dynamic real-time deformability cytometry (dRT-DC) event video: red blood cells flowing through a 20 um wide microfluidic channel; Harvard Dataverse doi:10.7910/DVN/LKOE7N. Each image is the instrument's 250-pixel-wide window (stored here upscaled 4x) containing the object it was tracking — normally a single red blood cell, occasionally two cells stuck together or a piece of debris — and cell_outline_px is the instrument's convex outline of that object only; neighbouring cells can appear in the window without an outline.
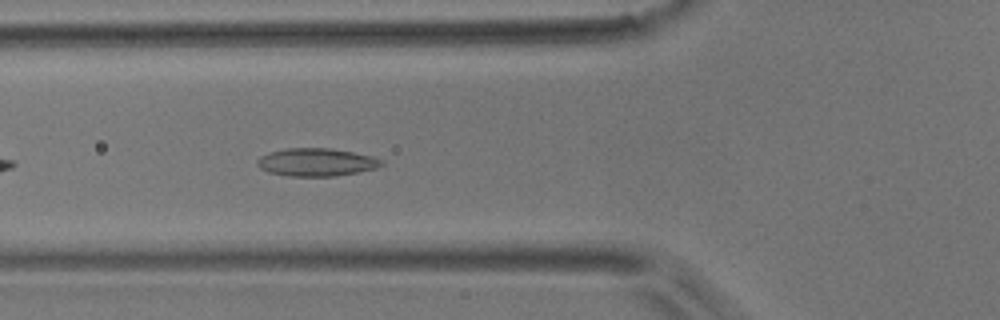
{"species": "common noctule bat (a hibernating species)", "species_latin": "Nyctalus noctula", "temperature_condition": "room temperature", "stored_images_in_passage": 25, "camera_frame_rate_fps": 3000, "um_per_image_px": 0.085, "animal": {"sex": "male", "body_mass_g": 17.9}, "frame": {"image": 1, "passage_image": 6, "time_ms": 1.667, "image_size_px": [1000, 320], "cell_outline_px": [[384, 164], [376, 168], [336, 176], [288, 176], [268, 172], [260, 168], [256, 164], [256, 160], [260, 156], [268, 152], [284, 148], [332, 148], [372, 156], [384, 160]], "centroid_in_image_um": [26.86, 13.78], "position_along_channel_um": 98.9, "area_um2": 20.35}}
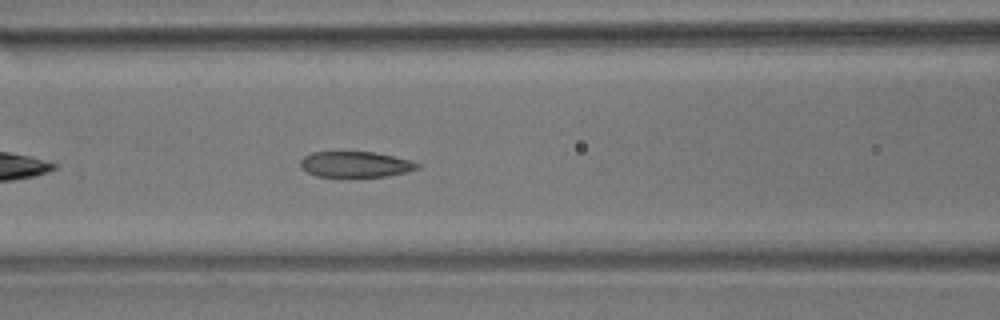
{"frame": {"image": 2, "passage_image": 9, "time_ms": 2.667, "image_size_px": [1000, 320], "cell_outline_px": [[420, 168], [388, 176], [316, 176], [300, 168], [300, 160], [304, 156], [312, 152], [372, 152], [412, 160], [420, 164]], "centroid_in_image_um": [30.2, 13.96], "position_along_channel_um": 136.4, "area_um2": 17.4}}